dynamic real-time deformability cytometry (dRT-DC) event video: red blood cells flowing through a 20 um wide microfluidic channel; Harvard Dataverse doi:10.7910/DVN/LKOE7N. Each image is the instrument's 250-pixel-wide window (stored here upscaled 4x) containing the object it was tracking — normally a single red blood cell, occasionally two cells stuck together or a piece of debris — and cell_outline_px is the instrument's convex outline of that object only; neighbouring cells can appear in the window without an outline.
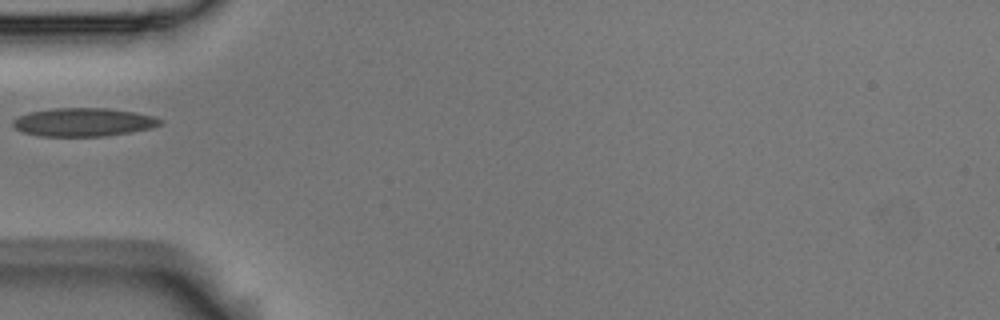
{"species": "Egyptian fruit bat (a non-hibernating species)", "species_latin": "Rousettus aegyptiacus", "temperature_condition": "room temperature", "stored_images_in_passage": 1, "camera_frame_rate_fps": 3000, "um_per_image_px": 0.085, "animal": {"sex": "male"}, "frame": {"image": 1, "passage_image": 1, "time_ms": 0.0, "image_size_px": [1000, 320], "cell_outline_px": [[164, 120], [160, 124], [152, 128], [132, 132], [104, 136], [40, 136], [24, 132], [16, 128], [12, 124], [12, 120], [28, 112], [52, 108], [108, 108], [136, 112], [152, 116]], "centroid_in_image_um": [7.11, 10.38], "position_along_channel_um": 77.9, "area_um2": 24.39}}